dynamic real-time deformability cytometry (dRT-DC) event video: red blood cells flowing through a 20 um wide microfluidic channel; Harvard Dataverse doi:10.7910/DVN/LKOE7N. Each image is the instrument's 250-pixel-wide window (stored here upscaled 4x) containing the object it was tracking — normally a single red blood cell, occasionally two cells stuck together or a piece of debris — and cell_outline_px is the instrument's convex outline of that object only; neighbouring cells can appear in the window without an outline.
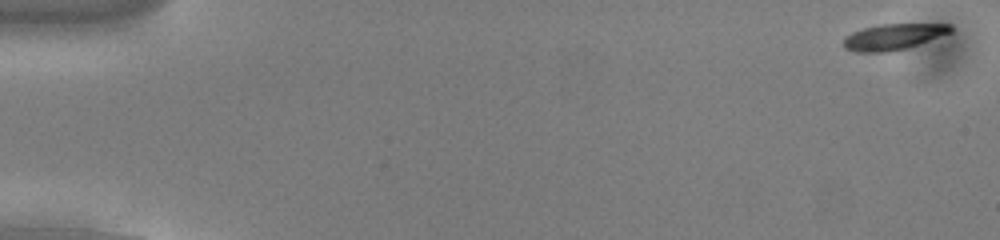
{"species": "common noctule bat (a hibernating species)", "species_latin": "Nyctalus noctula", "temperature_condition": "cold", "stored_images_in_passage": 54, "camera_frame_rate_fps": 3000, "um_per_image_px": 0.085, "animal": {"sex": "male", "body_mass_g": 13.0, "forearm_length_mm": 53.1}, "frame": {"image": 1, "passage_image": 1, "time_ms": 0.0, "image_size_px": [1000, 240], "cell_outline_px": [[952, 32], [904, 48], [888, 52], [856, 52], [844, 48], [844, 36], [852, 32], [864, 28], [880, 24], [952, 24]], "centroid_in_image_um": [75.89, 3.12], "position_along_channel_um": 9.1, "area_um2": 15.95}}
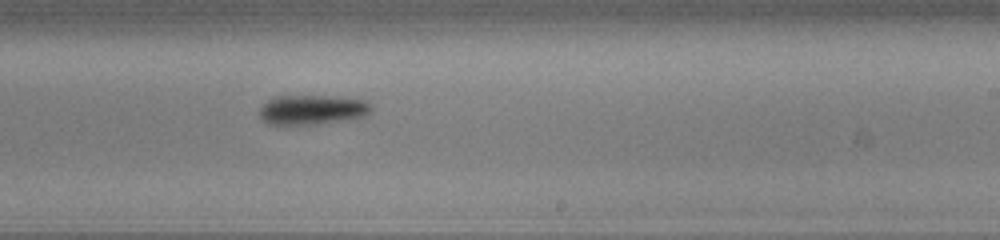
{"frame": {"image": 2, "passage_image": 33, "time_ms": 10.667, "image_size_px": [1000, 240], "cell_outline_px": [[372, 108], [364, 116], [348, 120], [316, 124], [268, 124], [260, 116], [260, 108], [272, 96], [332, 96], [364, 100], [372, 104]], "centroid_in_image_um": [26.55, 9.32], "position_along_channel_um": 262.5, "area_um2": 19.25}}
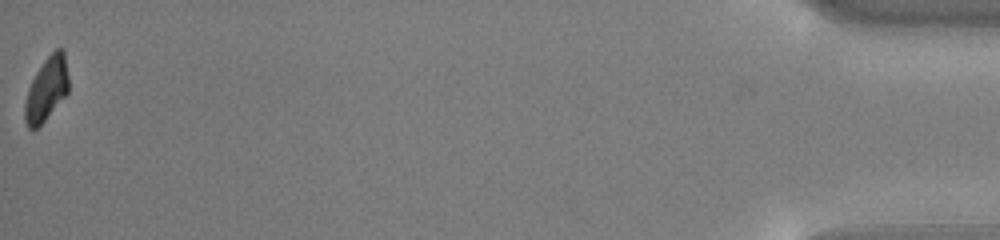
{"frame": {"image": 3, "passage_image": 54, "time_ms": 17.667, "image_size_px": [1000, 240], "cell_outline_px": [[68, 92], [44, 120], [32, 132], [28, 128], [24, 120], [24, 104], [28, 88], [36, 72], [44, 60], [56, 48], [64, 48], [68, 76]], "centroid_in_image_um": [3.94, 7.56], "position_along_channel_um": 431.3, "area_um2": 16.18}, "authors_computed_cell_mechanics": {"area_um2": 18.3804, "velocity_mm_per_s": 3.7932, "shape_relaxation_time_tau1_ms": 2.6533, "shape_relaxation_time_tau2_ms": null, "deformation_change_tau1": 0.119, "deformation_change_tau2": null}}